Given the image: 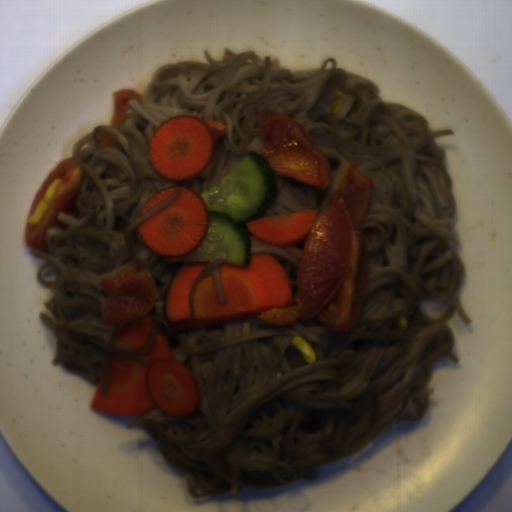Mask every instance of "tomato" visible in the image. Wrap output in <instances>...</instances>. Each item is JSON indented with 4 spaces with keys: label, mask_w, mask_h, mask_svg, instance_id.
<instances>
[{
    "label": "tomato",
    "mask_w": 512,
    "mask_h": 512,
    "mask_svg": "<svg viewBox=\"0 0 512 512\" xmlns=\"http://www.w3.org/2000/svg\"><path fill=\"white\" fill-rule=\"evenodd\" d=\"M253 111L261 134L257 154L267 159L275 175L325 190L331 182V162L307 127L274 111Z\"/></svg>",
    "instance_id": "obj_2"
},
{
    "label": "tomato",
    "mask_w": 512,
    "mask_h": 512,
    "mask_svg": "<svg viewBox=\"0 0 512 512\" xmlns=\"http://www.w3.org/2000/svg\"><path fill=\"white\" fill-rule=\"evenodd\" d=\"M61 178L62 182L54 194L47 210L37 224L28 223V219L44 197L50 184ZM84 174L82 167L76 159L70 157L61 161L42 181L29 207V213L24 229V240L31 249H49L46 236L50 228L62 231L68 230L58 216L64 214L78 219L79 211L76 208V200L80 193Z\"/></svg>",
    "instance_id": "obj_3"
},
{
    "label": "tomato",
    "mask_w": 512,
    "mask_h": 512,
    "mask_svg": "<svg viewBox=\"0 0 512 512\" xmlns=\"http://www.w3.org/2000/svg\"><path fill=\"white\" fill-rule=\"evenodd\" d=\"M373 182L348 161L336 195L315 218L299 260L292 306L267 309L262 324L316 319L331 331L354 330L364 299L368 250L360 227Z\"/></svg>",
    "instance_id": "obj_1"
},
{
    "label": "tomato",
    "mask_w": 512,
    "mask_h": 512,
    "mask_svg": "<svg viewBox=\"0 0 512 512\" xmlns=\"http://www.w3.org/2000/svg\"><path fill=\"white\" fill-rule=\"evenodd\" d=\"M106 298L100 308L102 322L110 330L131 316L153 309L155 287L146 270L128 265L99 280Z\"/></svg>",
    "instance_id": "obj_4"
},
{
    "label": "tomato",
    "mask_w": 512,
    "mask_h": 512,
    "mask_svg": "<svg viewBox=\"0 0 512 512\" xmlns=\"http://www.w3.org/2000/svg\"><path fill=\"white\" fill-rule=\"evenodd\" d=\"M114 106L111 125L120 126L124 125L128 118V110L131 108L129 100H137L139 104L144 106V99L142 95L133 89H124L114 91Z\"/></svg>",
    "instance_id": "obj_6"
},
{
    "label": "tomato",
    "mask_w": 512,
    "mask_h": 512,
    "mask_svg": "<svg viewBox=\"0 0 512 512\" xmlns=\"http://www.w3.org/2000/svg\"><path fill=\"white\" fill-rule=\"evenodd\" d=\"M320 212L319 209H312L241 223L248 235L265 244L274 247L289 246L306 241Z\"/></svg>",
    "instance_id": "obj_5"
},
{
    "label": "tomato",
    "mask_w": 512,
    "mask_h": 512,
    "mask_svg": "<svg viewBox=\"0 0 512 512\" xmlns=\"http://www.w3.org/2000/svg\"><path fill=\"white\" fill-rule=\"evenodd\" d=\"M115 136L109 135V134H100L97 137V144H99L102 147L105 146H111L116 143Z\"/></svg>",
    "instance_id": "obj_7"
}]
</instances>
